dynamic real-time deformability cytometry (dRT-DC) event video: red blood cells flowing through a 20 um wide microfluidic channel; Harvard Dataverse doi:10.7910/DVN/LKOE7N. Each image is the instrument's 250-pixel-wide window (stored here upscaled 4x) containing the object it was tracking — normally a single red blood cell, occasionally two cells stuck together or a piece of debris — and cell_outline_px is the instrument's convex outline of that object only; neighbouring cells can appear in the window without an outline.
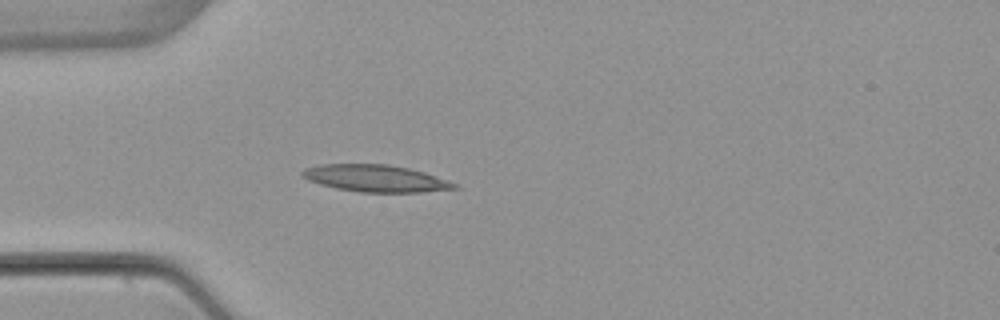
{"species": "common noctule bat (a hibernating species)", "species_latin": "Nyctalus noctula", "temperature_condition": "warm", "stored_images_in_passage": 4, "camera_frame_rate_fps": 3000, "um_per_image_px": 0.085, "animal": {"sex": "female", "body_mass_g": 22.7, "forearm_length_mm": 54.2}, "frame": {"image": 1, "passage_image": 4, "time_ms": 3.667, "image_size_px": [1000, 320], "cell_outline_px": [[460, 188], [420, 192], [360, 192], [336, 188], [320, 184], [308, 180], [300, 176], [300, 172], [304, 168], [320, 164], [388, 164], [408, 168], [424, 172], [460, 184]], "centroid_in_image_um": [31.92, 15.16], "position_along_channel_um": 53.1, "area_um2": 24.04}}